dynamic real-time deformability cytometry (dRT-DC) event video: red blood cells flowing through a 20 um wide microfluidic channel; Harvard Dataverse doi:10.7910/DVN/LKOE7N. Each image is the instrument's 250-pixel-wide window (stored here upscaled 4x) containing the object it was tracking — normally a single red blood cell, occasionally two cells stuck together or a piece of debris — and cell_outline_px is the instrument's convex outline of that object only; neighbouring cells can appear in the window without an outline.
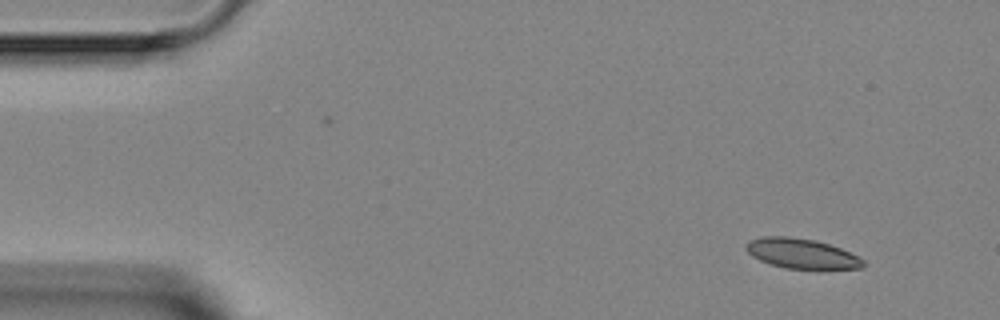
{"species": "Egyptian fruit bat (a non-hibernating species)", "species_latin": "Rousettus aegyptiacus", "temperature_condition": "room temperature", "stored_images_in_passage": 5, "camera_frame_rate_fps": 3000, "um_per_image_px": 0.085, "animal": {"sex": "female"}, "frame": {"image": 1, "passage_image": 1, "time_ms": 0.0, "image_size_px": [1000, 320], "cell_outline_px": [[864, 268], [784, 268], [768, 264], [752, 256], [744, 248], [744, 244], [748, 240], [760, 236], [784, 236], [812, 240], [828, 244], [840, 248], [860, 256], [864, 260]], "centroid_in_image_um": [68.08, 21.54], "position_along_channel_um": 16.9, "area_um2": 20.4}}
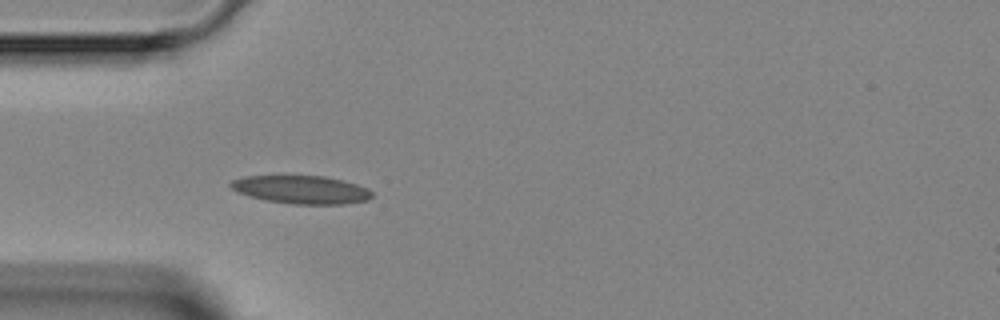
{"frame": {"image": 2, "passage_image": 4, "time_ms": 3.333, "image_size_px": [1000, 320], "cell_outline_px": [[372, 196], [368, 200], [344, 204], [292, 204], [268, 200], [248, 196], [232, 188], [228, 184], [232, 180], [244, 176], [324, 176], [356, 184], [368, 188], [372, 192]], "centroid_in_image_um": [25.62, 16.12], "position_along_channel_um": 59.4, "area_um2": 22.95}}